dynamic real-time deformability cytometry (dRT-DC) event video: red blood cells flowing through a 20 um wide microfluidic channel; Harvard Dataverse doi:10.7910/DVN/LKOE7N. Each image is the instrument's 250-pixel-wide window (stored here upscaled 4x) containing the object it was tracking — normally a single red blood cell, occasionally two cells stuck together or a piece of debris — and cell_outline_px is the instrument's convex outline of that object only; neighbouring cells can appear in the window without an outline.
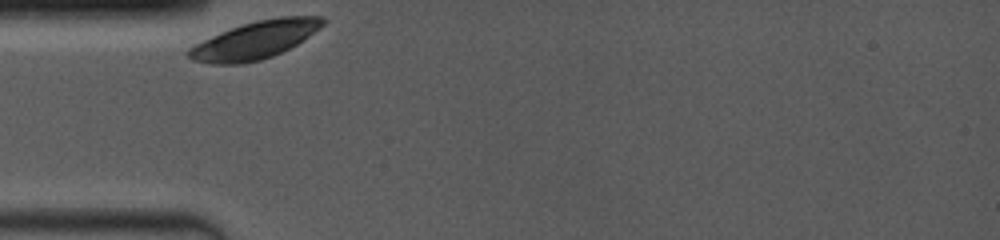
{"species": "common noctule bat (a hibernating species)", "species_latin": "Nyctalus noctula", "temperature_condition": "room temperature", "stored_images_in_passage": 31, "camera_frame_rate_fps": 4000, "um_per_image_px": 0.085, "animal": {"sex": "female", "body_mass_g": 19.0, "forearm_length_mm": 53.3}, "frame": {"image": 1, "passage_image": 1, "time_ms": 0.0, "image_size_px": [1000, 240], "cell_outline_px": [[328, 20], [320, 28], [296, 44], [272, 56], [260, 60], [240, 64], [212, 64], [192, 60], [184, 52], [188, 48], [220, 32], [240, 24], [256, 20], [280, 16], [324, 16]], "centroid_in_image_um": [21.67, 3.39], "position_along_channel_um": 63.3, "area_um2": 29.42}}
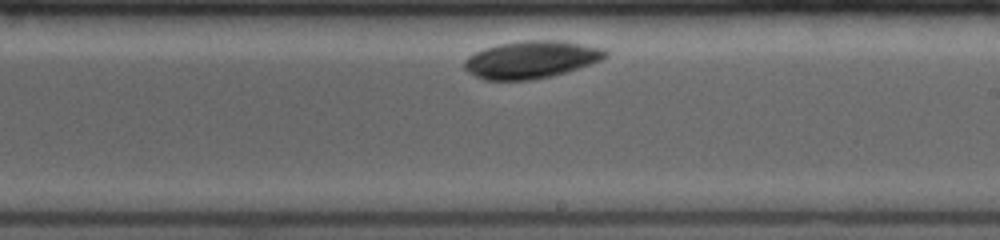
{"frame": {"image": 2, "passage_image": 18, "time_ms": 4.25, "image_size_px": [1000, 240], "cell_outline_px": [[608, 56], [600, 60], [552, 76], [532, 80], [484, 80], [468, 72], [464, 68], [464, 60], [468, 56], [484, 48], [500, 44], [520, 40], [564, 40], [604, 48], [608, 52]], "centroid_in_image_um": [45.14, 5.05], "position_along_channel_um": 243.9, "area_um2": 30.81}}
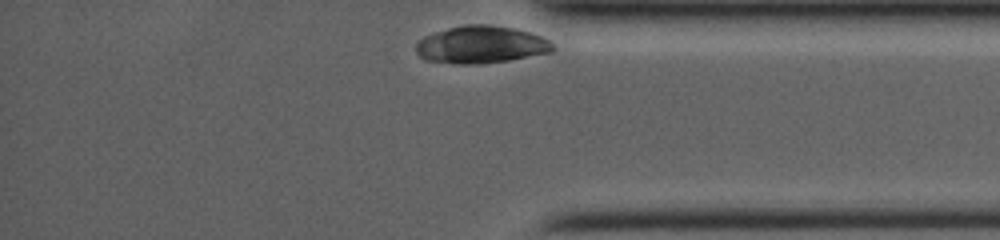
{"frame": {"image": 3, "passage_image": 31, "time_ms": 7.5, "image_size_px": [1000, 240], "cell_outline_px": [[556, 48], [552, 52], [508, 60], [480, 64], [460, 64], [424, 60], [416, 52], [416, 44], [424, 36], [448, 28], [464, 24], [488, 24], [516, 28], [540, 36], [556, 44]], "centroid_in_image_um": [40.91, 3.79], "position_along_channel_um": 394.3, "area_um2": 29.94}}